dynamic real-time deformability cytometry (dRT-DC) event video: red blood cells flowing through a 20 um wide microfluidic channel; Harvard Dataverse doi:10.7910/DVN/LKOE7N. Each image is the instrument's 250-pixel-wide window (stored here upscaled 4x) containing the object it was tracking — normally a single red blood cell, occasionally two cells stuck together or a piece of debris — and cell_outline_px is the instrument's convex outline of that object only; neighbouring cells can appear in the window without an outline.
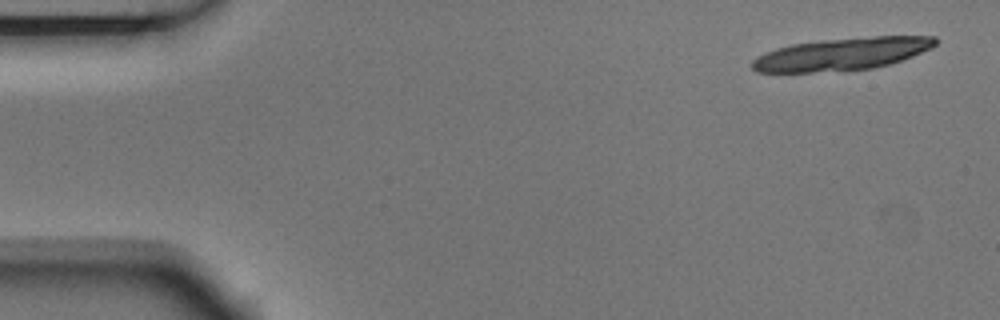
{"species": "Egyptian fruit bat (a non-hibernating species)", "species_latin": "Rousettus aegyptiacus", "temperature_condition": "room temperature", "stored_images_in_passage": 4, "camera_frame_rate_fps": 3000, "um_per_image_px": 0.085, "animal": {"sex": "male"}, "frame": {"image": 1, "passage_image": 1, "time_ms": 0.0, "image_size_px": [1000, 320], "cell_outline_px": [[940, 40], [932, 48], [912, 56], [888, 64], [872, 68], [812, 72], [756, 72], [752, 68], [752, 60], [756, 56], [764, 52], [776, 48], [792, 44], [824, 40], [876, 36], [936, 36]], "centroid_in_image_um": [71.56, 4.58], "position_along_channel_um": 13.4, "area_um2": 34.45}}